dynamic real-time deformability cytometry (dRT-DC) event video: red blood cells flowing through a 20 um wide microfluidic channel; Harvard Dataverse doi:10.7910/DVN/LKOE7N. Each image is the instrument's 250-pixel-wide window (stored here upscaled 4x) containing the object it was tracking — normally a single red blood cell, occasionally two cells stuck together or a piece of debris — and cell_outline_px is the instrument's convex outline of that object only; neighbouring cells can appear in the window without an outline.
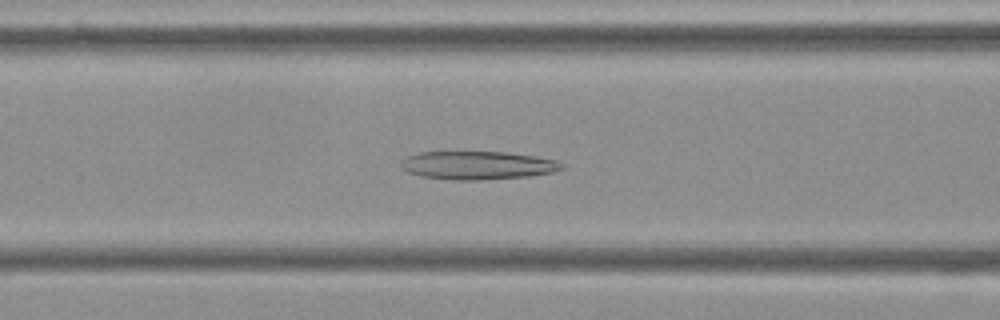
{"species": "Egyptian fruit bat (a non-hibernating species)", "species_latin": "Rousettus aegyptiacus", "temperature_condition": "cold", "stored_images_in_passage": 48, "camera_frame_rate_fps": 3000, "um_per_image_px": 0.085, "frame": {"image": 1, "passage_image": 15, "time_ms": 4.667, "image_size_px": [1000, 320], "cell_outline_px": [[568, 164], [564, 168], [552, 172], [528, 176], [480, 180], [452, 180], [420, 176], [408, 172], [400, 168], [400, 160], [408, 156], [420, 152], [508, 152], [536, 156], [556, 160]], "centroid_in_image_um": [40.6, 14.05], "position_along_channel_um": 126.0, "area_um2": 26.76}}
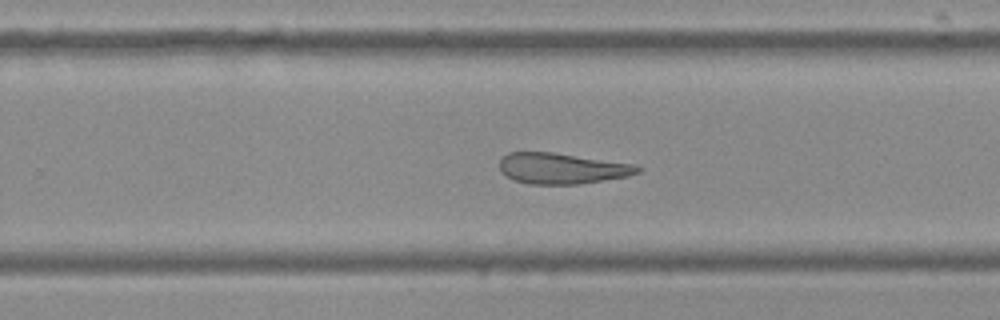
{"frame": {"image": 2, "passage_image": 28, "time_ms": 9.0, "image_size_px": [1000, 320], "cell_outline_px": [[644, 168], [640, 172], [628, 176], [576, 184], [528, 184], [504, 176], [500, 172], [500, 160], [508, 152], [552, 152], [636, 164]], "centroid_in_image_um": [47.77, 14.31], "position_along_channel_um": 282.0, "area_um2": 24.85}}
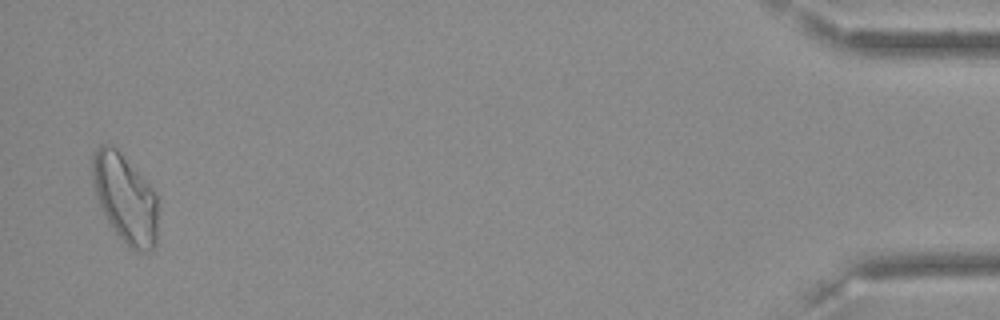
{"frame": {"image": 3, "passage_image": 47, "time_ms": 15.333, "image_size_px": [1000, 320], "cell_outline_px": [[160, 208], [156, 244], [148, 252], [136, 252], [112, 228], [96, 196], [92, 184], [92, 156], [96, 148], [100, 144], [112, 144], [120, 152], [148, 184], [156, 196]], "centroid_in_image_um": [10.66, 16.87], "position_along_channel_um": 424.5, "area_um2": 33.87}, "authors_computed_cell_mechanics": {"area_um2": 27.9752, "velocity_mm_per_s": 3.6106, "shape_relaxation_time_tau1_ms": null, "shape_relaxation_time_tau2_ms": 10.4993, "deformation_change_tau1": null, "deformation_change_tau2": 0.2379}}